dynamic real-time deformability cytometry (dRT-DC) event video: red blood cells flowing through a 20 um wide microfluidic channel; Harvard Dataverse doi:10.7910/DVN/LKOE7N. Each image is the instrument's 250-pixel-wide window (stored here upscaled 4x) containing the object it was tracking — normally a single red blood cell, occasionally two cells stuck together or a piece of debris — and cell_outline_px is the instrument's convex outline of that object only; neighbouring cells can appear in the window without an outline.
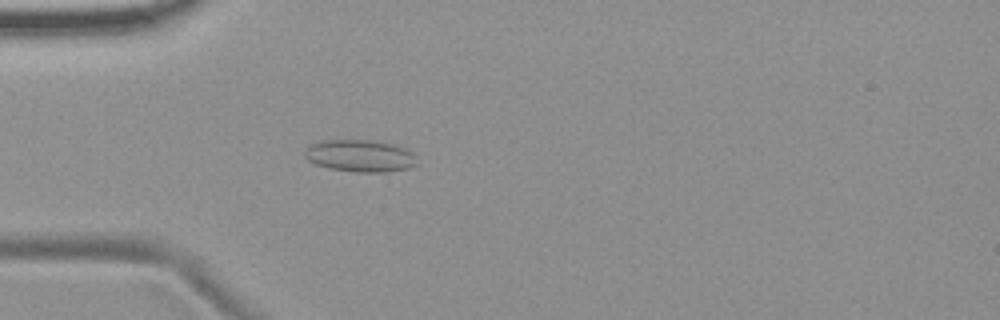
{"species": "common noctule bat (a hibernating species)", "species_latin": "Nyctalus noctula", "temperature_condition": "room temperature", "stored_images_in_passage": 4, "camera_frame_rate_fps": 3000, "um_per_image_px": 0.085, "animal": {"sex": "female", "body_mass_g": 19.9}, "frame": {"image": 1, "passage_image": 4, "time_ms": 3.667, "image_size_px": [1000, 320], "cell_outline_px": [[416, 164], [408, 168], [388, 172], [356, 172], [328, 168], [316, 164], [308, 160], [304, 156], [304, 152], [312, 144], [320, 140], [368, 140], [392, 144], [408, 148], [412, 152]], "centroid_in_image_um": [30.6, 13.25], "position_along_channel_um": 54.4, "area_um2": 20.92}}